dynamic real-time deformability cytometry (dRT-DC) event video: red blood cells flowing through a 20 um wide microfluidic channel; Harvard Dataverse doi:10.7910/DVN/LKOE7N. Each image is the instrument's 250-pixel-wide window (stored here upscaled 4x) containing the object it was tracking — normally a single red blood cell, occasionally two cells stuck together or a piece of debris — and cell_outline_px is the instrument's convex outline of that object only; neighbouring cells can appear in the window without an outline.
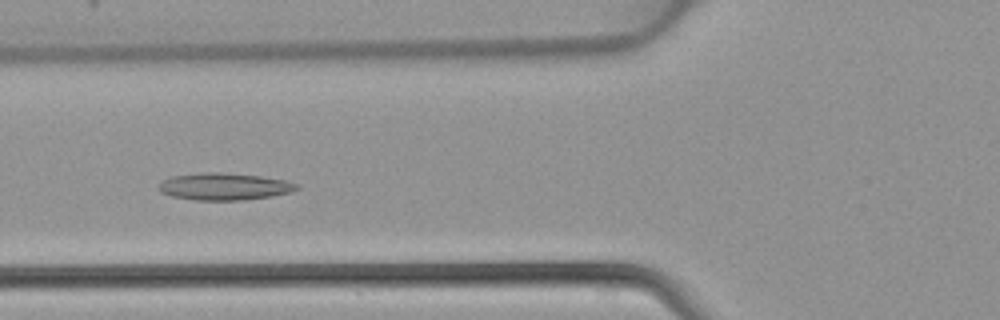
{"species": "common noctule bat (a hibernating species)", "species_latin": "Nyctalus noctula", "temperature_condition": "warm", "stored_images_in_passage": 4, "camera_frame_rate_fps": 3000, "um_per_image_px": 0.085, "animal": {"sex": "female", "body_mass_g": 22.7, "forearm_length_mm": 54.2}, "frame": {"image": 1, "passage_image": 4, "time_ms": 1.0, "image_size_px": [1000, 320], "cell_outline_px": [[300, 188], [292, 192], [272, 196], [244, 200], [196, 200], [172, 196], [160, 192], [156, 188], [164, 180], [172, 176], [204, 172], [216, 172], [260, 176], [284, 180], [300, 184]], "centroid_in_image_um": [19.09, 15.86], "position_along_channel_um": 106.7, "area_um2": 21.79}}